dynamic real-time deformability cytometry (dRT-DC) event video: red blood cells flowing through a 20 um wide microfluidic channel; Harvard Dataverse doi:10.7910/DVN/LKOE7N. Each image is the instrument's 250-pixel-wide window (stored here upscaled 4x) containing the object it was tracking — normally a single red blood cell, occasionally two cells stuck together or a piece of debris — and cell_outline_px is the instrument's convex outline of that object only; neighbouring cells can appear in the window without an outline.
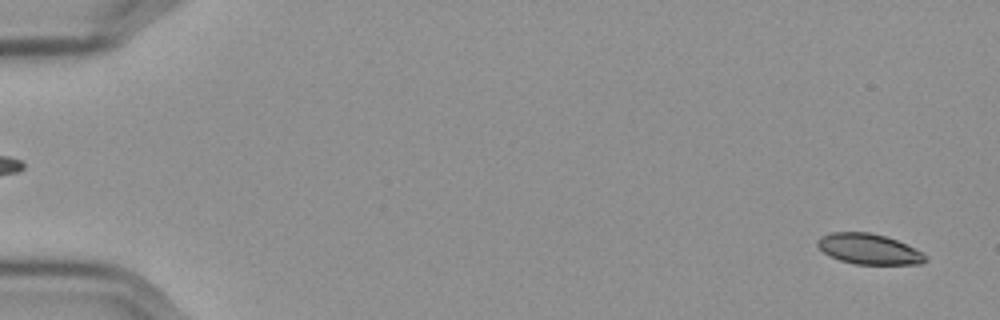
{"species": "Egyptian fruit bat (a non-hibernating species)", "species_latin": "Rousettus aegyptiacus", "temperature_condition": "cold", "stored_images_in_passage": 57, "camera_frame_rate_fps": 3000, "um_per_image_px": 0.085, "frame": {"image": 1, "passage_image": 2, "time_ms": 0.333, "image_size_px": [1000, 320], "cell_outline_px": [[928, 260], [920, 264], [856, 264], [840, 260], [828, 256], [816, 244], [816, 240], [820, 236], [832, 232], [868, 232], [884, 236], [896, 240], [924, 252]], "centroid_in_image_um": [73.84, 21.17], "position_along_channel_um": 11.2, "area_um2": 19.19}}
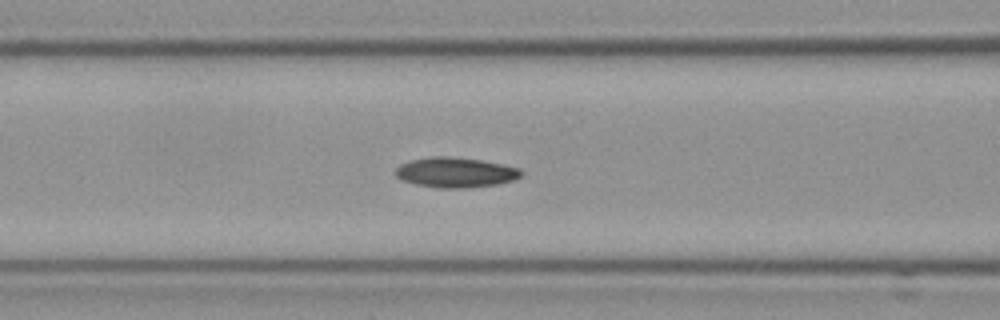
{"frame": {"image": 2, "passage_image": 24, "time_ms": 7.667, "image_size_px": [1000, 320], "cell_outline_px": [[524, 172], [516, 180], [496, 184], [464, 188], [436, 188], [416, 184], [404, 180], [396, 176], [396, 168], [400, 164], [412, 160], [432, 156], [448, 156], [480, 160], [520, 168]], "centroid_in_image_um": [38.74, 14.66], "position_along_channel_um": 127.9, "area_um2": 21.91}}
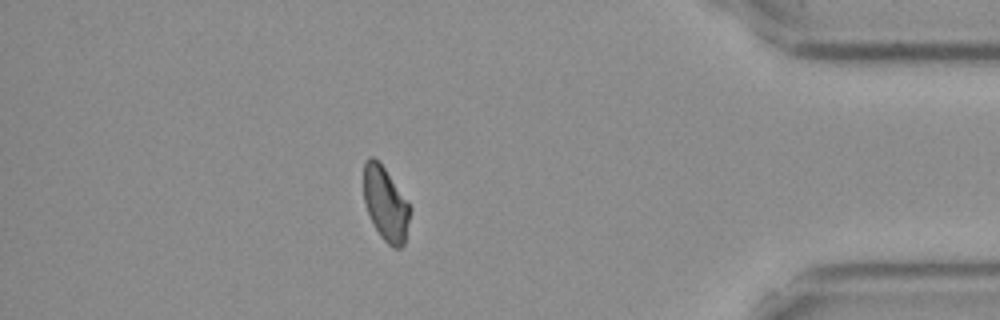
{"frame": {"image": 3, "passage_image": 50, "time_ms": 16.333, "image_size_px": [1000, 320], "cell_outline_px": [[408, 220], [404, 244], [400, 248], [392, 248], [380, 236], [368, 212], [364, 200], [364, 164], [368, 156], [372, 156], [384, 168], [408, 204]], "centroid_in_image_um": [32.73, 17.34], "position_along_channel_um": 402.5, "area_um2": 19.07}, "authors_computed_cell_mechanics": {"area_um2": 20.5768, "velocity_mm_per_s": 3.5764, "shape_relaxation_time_tau1_ms": 9.0005, "shape_relaxation_time_tau2_ms": 6.1562, "deformation_change_tau1": 0.1789, "deformation_change_tau2": 0.1155}}